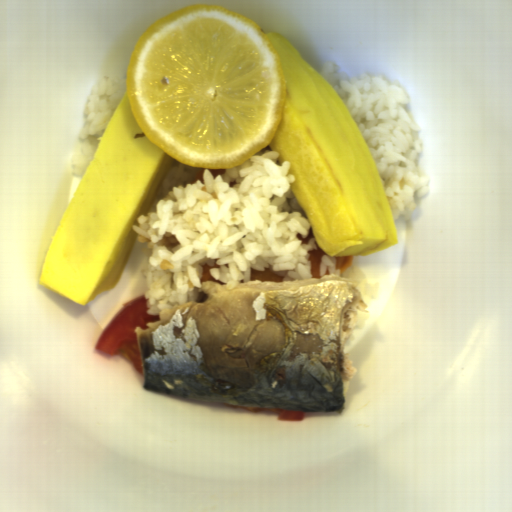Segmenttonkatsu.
<instances>
[{"label":"tonkatsu","instance_id":"obj_1","mask_svg":"<svg viewBox=\"0 0 512 512\" xmlns=\"http://www.w3.org/2000/svg\"><path fill=\"white\" fill-rule=\"evenodd\" d=\"M307 254H308V259L310 261L311 279L322 278L321 272H320V265H321L323 255H328V254H326L320 246L318 248L308 249Z\"/></svg>","mask_w":512,"mask_h":512},{"label":"tonkatsu","instance_id":"obj_2","mask_svg":"<svg viewBox=\"0 0 512 512\" xmlns=\"http://www.w3.org/2000/svg\"><path fill=\"white\" fill-rule=\"evenodd\" d=\"M335 257V268L339 270L340 273H345L354 262L353 255L352 256H334Z\"/></svg>","mask_w":512,"mask_h":512},{"label":"tonkatsu","instance_id":"obj_3","mask_svg":"<svg viewBox=\"0 0 512 512\" xmlns=\"http://www.w3.org/2000/svg\"><path fill=\"white\" fill-rule=\"evenodd\" d=\"M296 238L298 240H302L303 245L308 244L312 238H315L312 227L309 229L306 237H304L302 233L299 232L296 234Z\"/></svg>","mask_w":512,"mask_h":512},{"label":"tonkatsu","instance_id":"obj_4","mask_svg":"<svg viewBox=\"0 0 512 512\" xmlns=\"http://www.w3.org/2000/svg\"><path fill=\"white\" fill-rule=\"evenodd\" d=\"M206 168H199L198 171L195 173L192 181H191V184L194 185V183L198 180L200 181L202 184L204 183V178H203V173L205 171Z\"/></svg>","mask_w":512,"mask_h":512},{"label":"tonkatsu","instance_id":"obj_5","mask_svg":"<svg viewBox=\"0 0 512 512\" xmlns=\"http://www.w3.org/2000/svg\"><path fill=\"white\" fill-rule=\"evenodd\" d=\"M208 170H209V173L214 177V179L218 175L225 174V172H226V168H208Z\"/></svg>","mask_w":512,"mask_h":512}]
</instances>
